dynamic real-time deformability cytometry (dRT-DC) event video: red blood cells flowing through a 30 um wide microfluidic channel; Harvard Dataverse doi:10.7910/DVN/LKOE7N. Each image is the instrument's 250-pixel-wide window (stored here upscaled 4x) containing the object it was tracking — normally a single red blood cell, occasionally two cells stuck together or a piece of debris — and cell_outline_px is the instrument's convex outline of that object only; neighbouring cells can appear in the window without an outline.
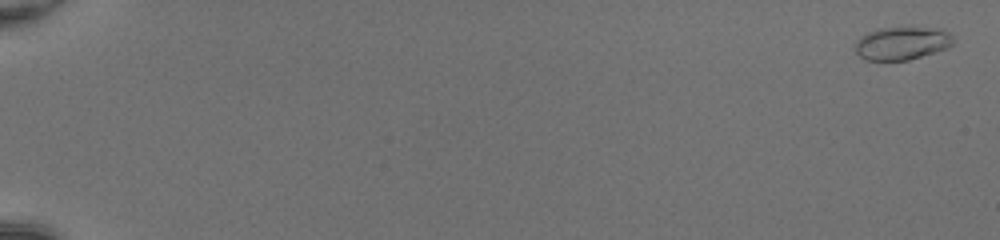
{"species": "common noctule bat (a hibernating species)", "species_latin": "Nyctalus noctula", "temperature_condition": "room temperature", "stored_images_in_passage": 53, "camera_frame_rate_fps": 3000, "um_per_image_px": 0.085, "animal": {"sex": "female", "body_mass_g": 20.0, "forearm_length_mm": 54.0}, "frame": {"image": 1, "passage_image": 2, "time_ms": 0.333, "image_size_px": [1000, 240], "cell_outline_px": [[952, 44], [948, 48], [908, 60], [864, 60], [856, 52], [852, 44], [860, 36], [876, 28], [940, 28], [948, 32], [952, 36]], "centroid_in_image_um": [76.61, 3.68], "position_along_channel_um": 8.4, "area_um2": 18.96}}
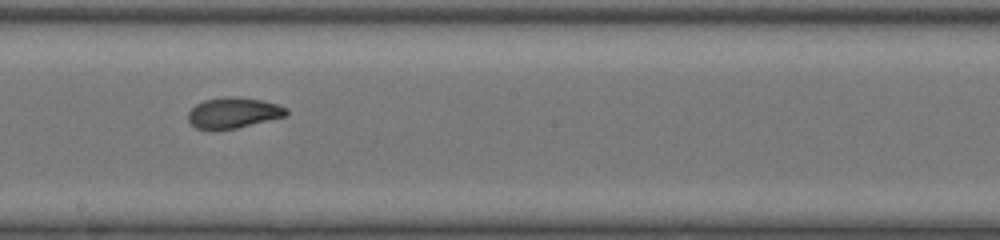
{"frame": {"image": 2, "passage_image": 33, "time_ms": 10.667, "image_size_px": [1000, 240], "cell_outline_px": [[288, 116], [236, 128], [196, 128], [188, 120], [188, 112], [196, 104], [204, 100], [224, 96], [240, 96], [260, 100], [276, 104], [288, 108]], "centroid_in_image_um": [19.87, 9.56], "position_along_channel_um": 228.3, "area_um2": 17.46}}
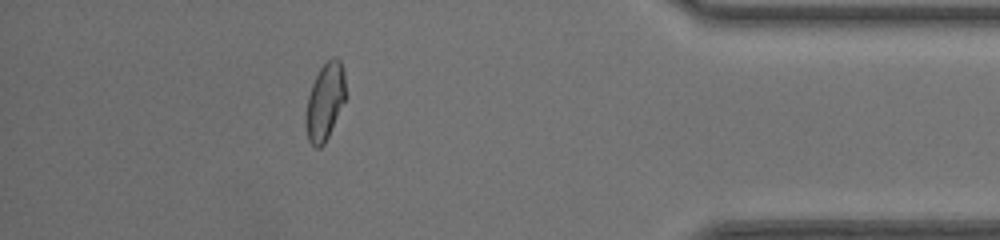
{"frame": {"image": 3, "passage_image": 48, "time_ms": 15.667, "image_size_px": [1000, 240], "cell_outline_px": [[348, 96], [324, 144], [320, 148], [316, 148], [308, 140], [304, 124], [304, 116], [308, 96], [312, 84], [320, 68], [332, 56], [336, 56], [340, 60], [344, 72]], "centroid_in_image_um": [27.64, 8.63], "position_along_channel_um": 407.6, "area_um2": 18.38}, "authors_computed_cell_mechanics": {"area_um2": 18.0336, "velocity_mm_per_s": 4.2203, "shape_relaxation_time_tau1_ms": null, "shape_relaxation_time_tau2_ms": 1.0226, "deformation_change_tau1": null, "deformation_change_tau2": 0.0635}}